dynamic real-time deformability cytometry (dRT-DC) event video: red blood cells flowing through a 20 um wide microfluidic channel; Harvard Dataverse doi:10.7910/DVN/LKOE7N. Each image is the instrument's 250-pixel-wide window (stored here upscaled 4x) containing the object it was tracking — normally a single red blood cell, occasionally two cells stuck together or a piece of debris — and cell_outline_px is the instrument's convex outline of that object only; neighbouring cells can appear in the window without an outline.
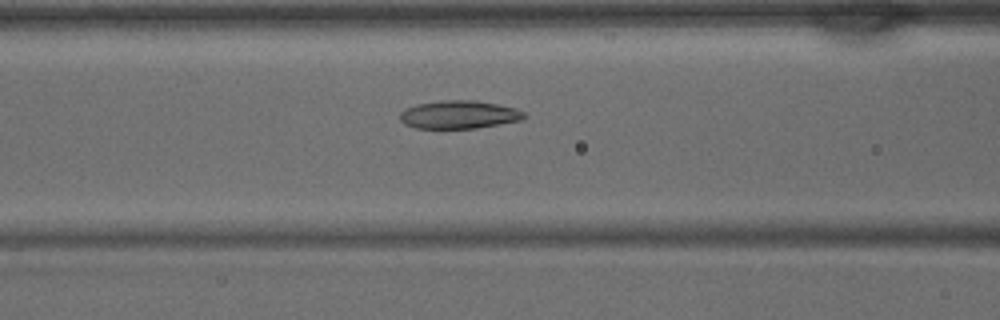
{"species": "common noctule bat (a hibernating species)", "species_latin": "Nyctalus noctula", "temperature_condition": "warm", "stored_images_in_passage": 13, "camera_frame_rate_fps": 3000, "um_per_image_px": 0.085, "animal": {"sex": "male", "body_mass_g": 15.6}, "frame": {"image": 1, "passage_image": 7, "time_ms": 2.0, "image_size_px": [1000, 320], "cell_outline_px": [[528, 116], [520, 120], [500, 124], [476, 128], [416, 128], [404, 124], [400, 120], [400, 112], [404, 108], [416, 104], [440, 100], [476, 100], [516, 108], [524, 112]], "centroid_in_image_um": [39.0, 9.73], "position_along_channel_um": 127.6, "area_um2": 20.46}}
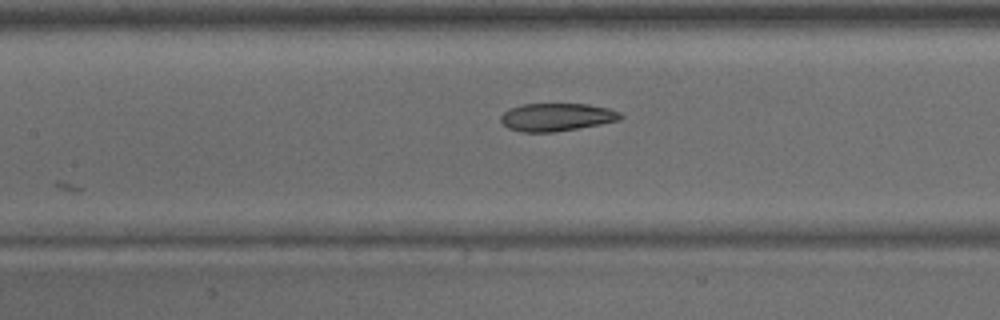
{"frame": {"image": 2, "passage_image": 9, "time_ms": 2.667, "image_size_px": [1000, 320], "cell_outline_px": [[624, 116], [620, 120], [600, 124], [556, 132], [520, 132], [508, 128], [500, 120], [500, 116], [508, 108], [524, 104], [588, 104], [608, 108], [620, 112]], "centroid_in_image_um": [47.31, 9.95], "position_along_channel_um": 160.1, "area_um2": 19.54}}